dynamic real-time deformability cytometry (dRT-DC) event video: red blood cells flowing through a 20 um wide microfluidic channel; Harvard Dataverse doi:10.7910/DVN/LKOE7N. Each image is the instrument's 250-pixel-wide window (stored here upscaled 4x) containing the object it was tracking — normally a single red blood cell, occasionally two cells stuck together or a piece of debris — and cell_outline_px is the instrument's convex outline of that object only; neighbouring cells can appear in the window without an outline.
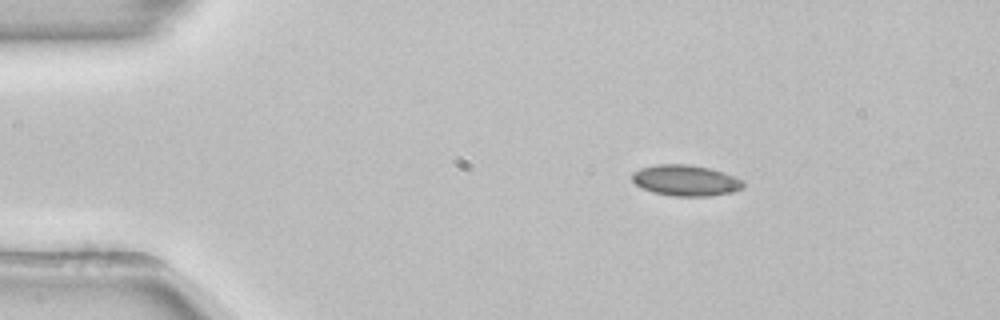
{"species": "common noctule bat (a hibernating species)", "species_latin": "Nyctalus noctula", "temperature_condition": "room temperature", "stored_images_in_passage": 45, "camera_frame_rate_fps": 3000, "um_per_image_px": 0.085, "animal": {"sex": "female", "body_mass_g": 22.7, "forearm_length_mm": 54.2}, "frame": {"image": 1, "passage_image": 1, "time_ms": 0.0, "image_size_px": [1000, 320], "cell_outline_px": [[744, 188], [732, 192], [708, 196], [672, 196], [652, 192], [636, 184], [632, 180], [632, 172], [640, 168], [656, 164], [688, 164], [708, 168], [724, 172], [744, 180]], "centroid_in_image_um": [58.29, 15.33], "position_along_channel_um": 26.7, "area_um2": 20.11}}
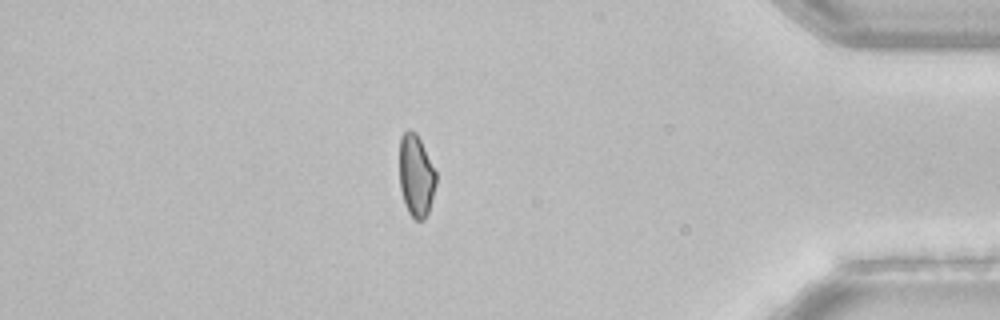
{"frame": {"image": 2, "passage_image": 38, "time_ms": 12.333, "image_size_px": [1000, 320], "cell_outline_px": [[436, 184], [428, 212], [424, 220], [416, 220], [408, 212], [400, 188], [400, 136], [408, 128], [416, 132], [436, 172]], "centroid_in_image_um": [35.36, 14.92], "position_along_channel_um": 399.8, "area_um2": 17.34}}
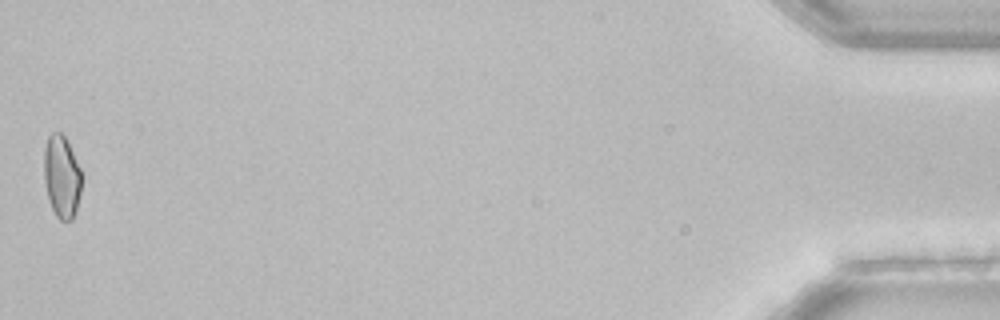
{"frame": {"image": 3, "passage_image": 45, "time_ms": 14.667, "image_size_px": [1000, 320], "cell_outline_px": [[80, 192], [76, 212], [72, 220], [60, 220], [56, 216], [52, 208], [44, 184], [44, 148], [48, 136], [52, 132], [60, 132], [64, 136], [80, 168]], "centroid_in_image_um": [5.22, 15.02], "position_along_channel_um": 430.0, "area_um2": 17.86}}